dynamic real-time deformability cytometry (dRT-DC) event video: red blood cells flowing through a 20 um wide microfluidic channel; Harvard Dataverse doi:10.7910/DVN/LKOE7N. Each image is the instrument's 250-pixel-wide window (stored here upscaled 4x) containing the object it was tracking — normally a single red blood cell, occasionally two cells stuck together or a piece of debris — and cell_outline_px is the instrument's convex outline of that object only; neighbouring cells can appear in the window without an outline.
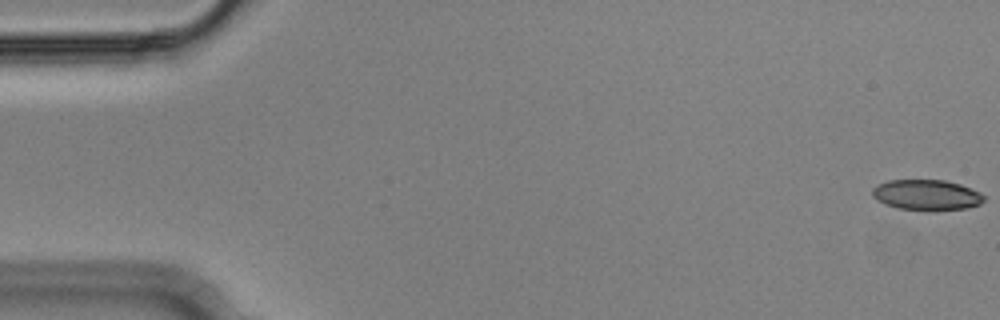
{"species": "Egyptian fruit bat (a non-hibernating species)", "species_latin": "Rousettus aegyptiacus", "temperature_condition": "cold", "stored_images_in_passage": 55, "camera_frame_rate_fps": 3000, "um_per_image_px": 0.085, "animal": {"sex": "male"}, "frame": {"image": 1, "passage_image": 1, "time_ms": 0.0, "image_size_px": [1000, 320], "cell_outline_px": [[984, 200], [980, 204], [968, 208], [896, 208], [884, 204], [876, 200], [872, 196], [872, 188], [876, 184], [888, 180], [944, 180], [960, 184], [980, 192], [984, 196]], "centroid_in_image_um": [78.71, 16.53], "position_along_channel_um": 6.3, "area_um2": 19.36}}
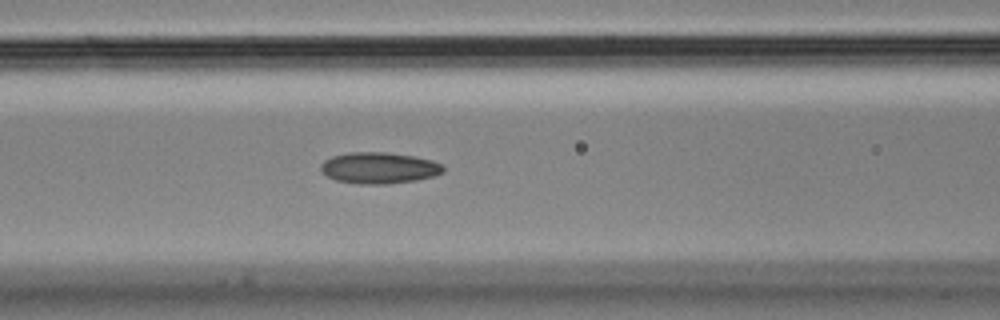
{"frame": {"image": 2, "passage_image": 23, "time_ms": 7.333, "image_size_px": [1000, 320], "cell_outline_px": [[444, 172], [436, 176], [416, 180], [388, 184], [360, 184], [336, 180], [328, 176], [320, 168], [320, 164], [324, 160], [332, 156], [348, 152], [388, 152], [416, 156], [432, 160], [444, 164]], "centroid_in_image_um": [32.27, 14.26], "position_along_channel_um": 134.3, "area_um2": 22.6}}
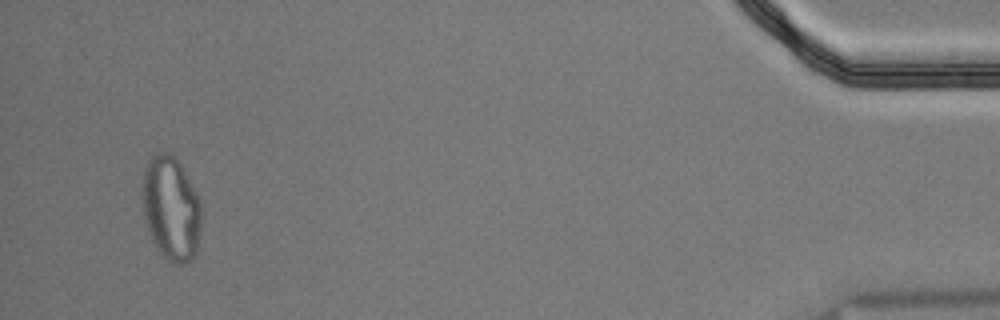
{"frame": {"image": 3, "passage_image": 53, "time_ms": 17.333, "image_size_px": [1000, 320], "cell_outline_px": [[200, 232], [196, 256], [184, 264], [176, 264], [168, 260], [156, 248], [152, 240], [144, 220], [144, 172], [148, 160], [156, 152], [168, 152], [180, 164], [196, 192], [200, 204]], "centroid_in_image_um": [14.55, 17.76], "position_along_channel_um": 420.6, "area_um2": 35.37}, "authors_computed_cell_mechanics": {"area_um2": 21.675, "velocity_mm_per_s": 3.65, "shape_relaxation_time_tau1_ms": null, "shape_relaxation_time_tau2_ms": 4.7117, "deformation_change_tau1": null, "deformation_change_tau2": 0.12}}